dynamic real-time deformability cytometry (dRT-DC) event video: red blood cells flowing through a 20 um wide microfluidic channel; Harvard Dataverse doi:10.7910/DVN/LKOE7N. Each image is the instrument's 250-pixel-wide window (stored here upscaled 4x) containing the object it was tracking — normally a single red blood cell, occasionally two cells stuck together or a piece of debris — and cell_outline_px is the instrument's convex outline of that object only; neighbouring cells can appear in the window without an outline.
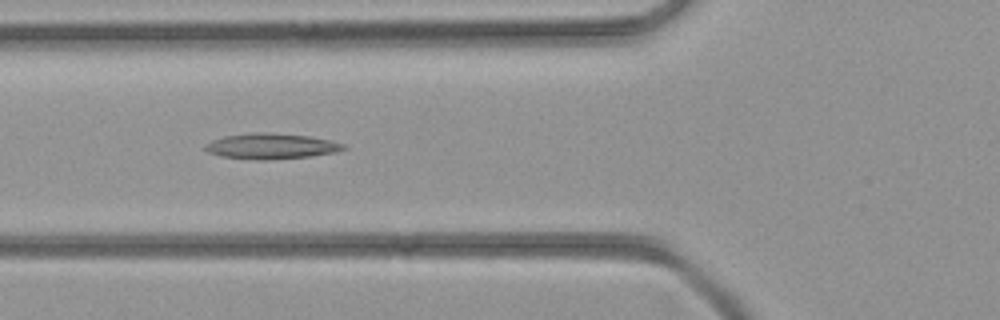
{"species": "common noctule bat (a hibernating species)", "species_latin": "Nyctalus noctula", "temperature_condition": "room temperature", "stored_images_in_passage": 32, "camera_frame_rate_fps": 3000, "um_per_image_px": 0.085, "animal": {"sex": "female", "body_mass_g": 21.9}, "frame": {"image": 1, "passage_image": 5, "time_ms": 1.333, "image_size_px": [1000, 320], "cell_outline_px": [[348, 148], [336, 152], [312, 156], [264, 160], [260, 160], [220, 156], [208, 152], [204, 148], [204, 144], [212, 140], [224, 136], [256, 132], [268, 132], [312, 136], [332, 140], [344, 144]], "centroid_in_image_um": [23.08, 12.42], "position_along_channel_um": 102.7, "area_um2": 20.81}}
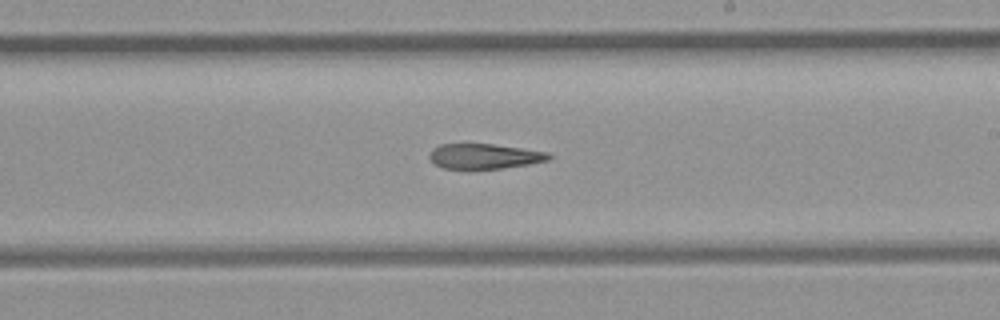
{"frame": {"image": 2, "passage_image": 14, "time_ms": 4.333, "image_size_px": [1000, 320], "cell_outline_px": [[552, 156], [548, 160], [528, 164], [500, 168], [468, 172], [444, 168], [436, 164], [428, 156], [432, 148], [440, 144], [492, 144], [548, 152]], "centroid_in_image_um": [41.11, 13.32], "position_along_channel_um": 247.9, "area_um2": 17.92}}
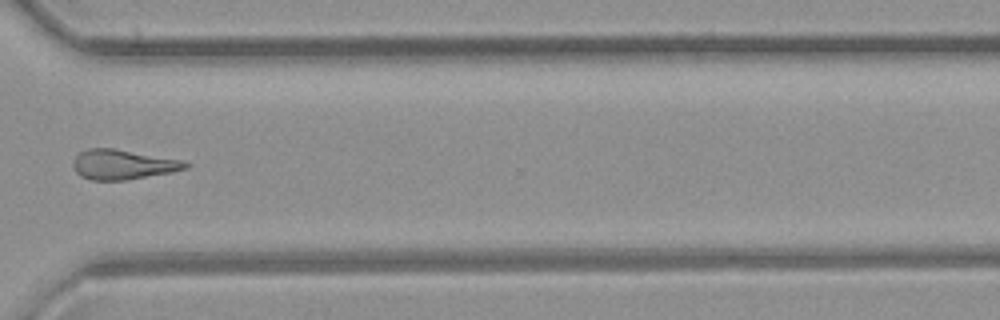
{"frame": {"image": 3, "passage_image": 21, "time_ms": 6.667, "image_size_px": [1000, 320], "cell_outline_px": [[192, 164], [188, 168], [172, 172], [128, 180], [92, 180], [80, 176], [76, 172], [72, 164], [76, 156], [80, 152], [88, 148], [112, 148], [180, 160]], "centroid_in_image_um": [10.44, 13.99], "position_along_channel_um": 360.2, "area_um2": 19.42}}